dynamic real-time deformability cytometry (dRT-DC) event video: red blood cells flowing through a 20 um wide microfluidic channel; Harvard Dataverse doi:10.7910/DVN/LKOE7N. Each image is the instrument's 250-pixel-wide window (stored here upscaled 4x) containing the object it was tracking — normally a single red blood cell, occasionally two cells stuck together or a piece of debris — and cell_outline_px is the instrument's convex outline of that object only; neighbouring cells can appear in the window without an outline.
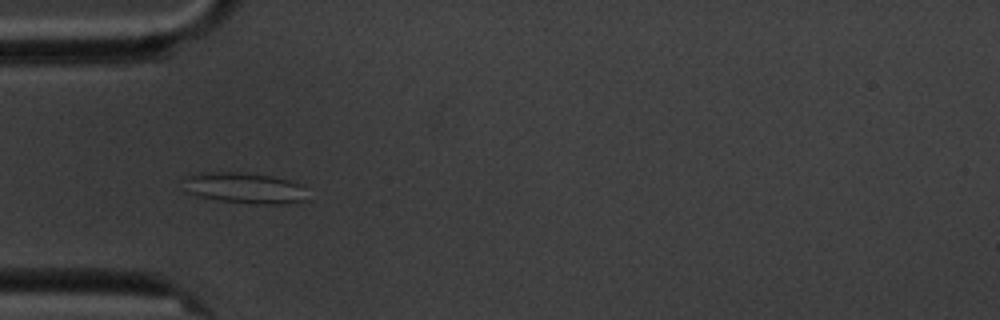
{"species": "common noctule bat (a hibernating species)", "species_latin": "Nyctalus noctula", "temperature_condition": "cold", "stored_images_in_passage": 6, "camera_frame_rate_fps": 3000, "um_per_image_px": 0.085, "animal": {"sex": "male", "body_mass_g": 20.1, "forearm_length_mm": 53.5}, "frame": {"image": 1, "passage_image": 5, "time_ms": 4.667, "image_size_px": [1000, 320], "cell_outline_px": [[308, 200], [280, 204], [256, 204], [220, 200], [200, 196], [188, 192], [180, 180], [188, 176], [200, 172], [240, 172], [272, 176], [288, 180], [300, 184], [304, 188]], "centroid_in_image_um": [20.78, 15.97], "position_along_channel_um": 64.2, "area_um2": 22.31}}
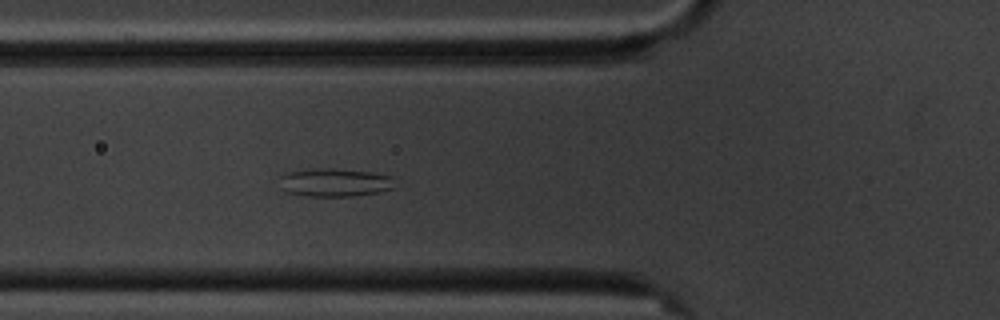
{"frame": {"image": 2, "passage_image": 6, "time_ms": 5.667, "image_size_px": [1000, 320], "cell_outline_px": [[392, 188], [380, 192], [352, 196], [308, 196], [288, 192], [280, 188], [280, 176], [288, 172], [316, 168], [332, 168], [368, 172], [392, 176]], "centroid_in_image_um": [28.41, 15.51], "position_along_channel_um": 97.4, "area_um2": 18.79}}